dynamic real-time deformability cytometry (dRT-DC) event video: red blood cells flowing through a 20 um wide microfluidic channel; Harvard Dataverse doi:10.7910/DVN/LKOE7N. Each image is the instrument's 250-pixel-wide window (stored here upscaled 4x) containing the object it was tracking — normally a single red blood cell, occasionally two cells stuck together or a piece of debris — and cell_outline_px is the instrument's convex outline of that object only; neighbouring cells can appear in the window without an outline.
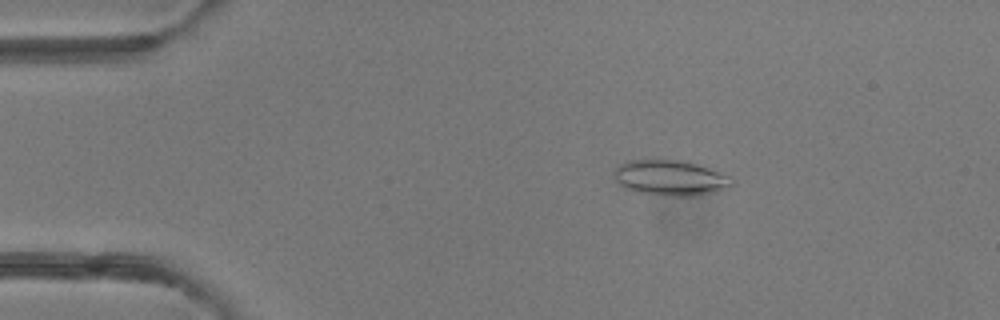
{"species": "common noctule bat (a hibernating species)", "species_latin": "Nyctalus noctula", "temperature_condition": "room temperature", "stored_images_in_passage": 8, "camera_frame_rate_fps": 3000, "um_per_image_px": 0.085, "animal": {"sex": "female"}, "frame": {"image": 1, "passage_image": 3, "time_ms": 2.333, "image_size_px": [1000, 320], "cell_outline_px": [[736, 184], [728, 188], [716, 192], [692, 196], [664, 196], [640, 192], [624, 188], [616, 180], [612, 172], [620, 164], [628, 160], [688, 160], [720, 172], [736, 180]], "centroid_in_image_um": [57.03, 15.12], "position_along_channel_um": 28.0, "area_um2": 24.68}}
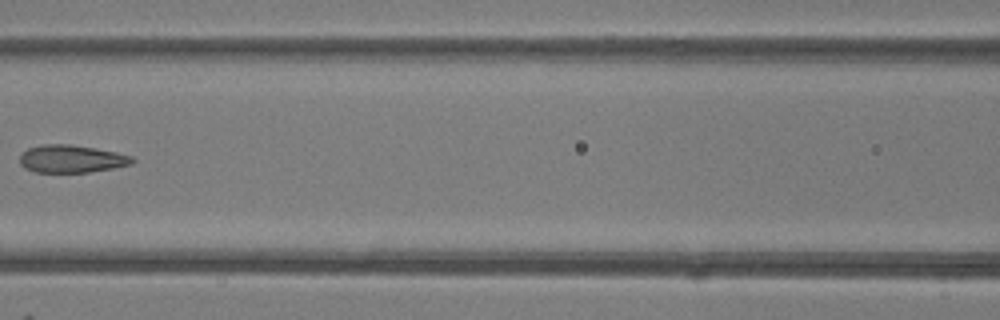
{"frame": {"image": 2, "passage_image": 7, "time_ms": 7.0, "image_size_px": [1000, 320], "cell_outline_px": [[136, 160], [132, 164], [112, 168], [88, 172], [36, 172], [24, 168], [20, 164], [20, 156], [28, 148], [40, 144], [72, 144], [96, 148], [116, 152], [132, 156]], "centroid_in_image_um": [6.08, 13.49], "position_along_channel_um": 160.5, "area_um2": 18.21}}
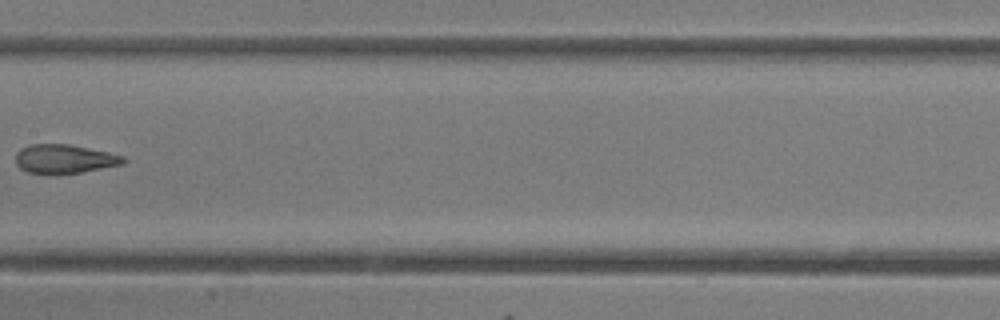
{"frame": {"image": 3, "passage_image": 8, "time_ms": 8.0, "image_size_px": [1000, 320], "cell_outline_px": [[128, 160], [124, 164], [80, 172], [52, 176], [48, 176], [28, 172], [20, 168], [16, 164], [16, 152], [20, 148], [28, 144], [68, 144], [108, 152], [124, 156]], "centroid_in_image_um": [5.44, 13.53], "position_along_channel_um": 202.0, "area_um2": 18.61}}